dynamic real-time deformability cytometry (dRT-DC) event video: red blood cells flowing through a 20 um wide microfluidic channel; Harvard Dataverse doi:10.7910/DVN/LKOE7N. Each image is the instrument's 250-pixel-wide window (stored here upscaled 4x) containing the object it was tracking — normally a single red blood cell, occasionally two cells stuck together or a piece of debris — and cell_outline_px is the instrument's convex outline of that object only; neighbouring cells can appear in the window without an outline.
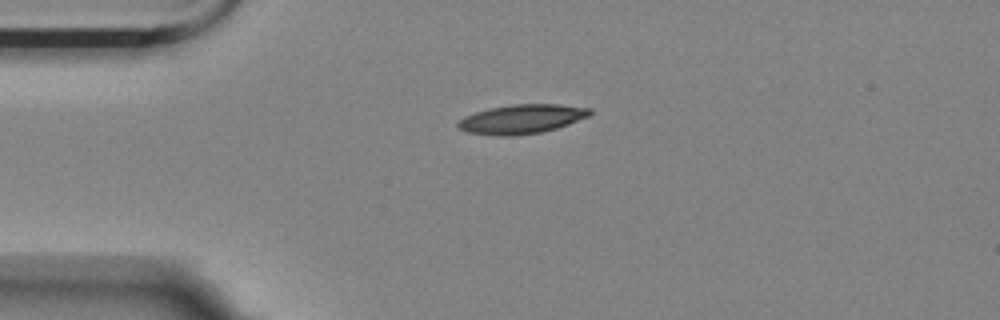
{"species": "Egyptian fruit bat (a non-hibernating species)", "species_latin": "Rousettus aegyptiacus", "temperature_condition": "room temperature", "stored_images_in_passage": 44, "camera_frame_rate_fps": 3000, "um_per_image_px": 0.085, "animal": {"sex": "female"}, "frame": {"image": 1, "passage_image": 1, "time_ms": 0.0, "image_size_px": [1000, 320], "cell_outline_px": [[592, 112], [588, 116], [568, 124], [556, 128], [540, 132], [516, 136], [496, 136], [468, 132], [460, 128], [456, 124], [464, 116], [488, 108], [512, 104], [560, 104], [592, 108]], "centroid_in_image_um": [44.35, 10.11], "position_along_channel_um": 40.7, "area_um2": 22.43}}
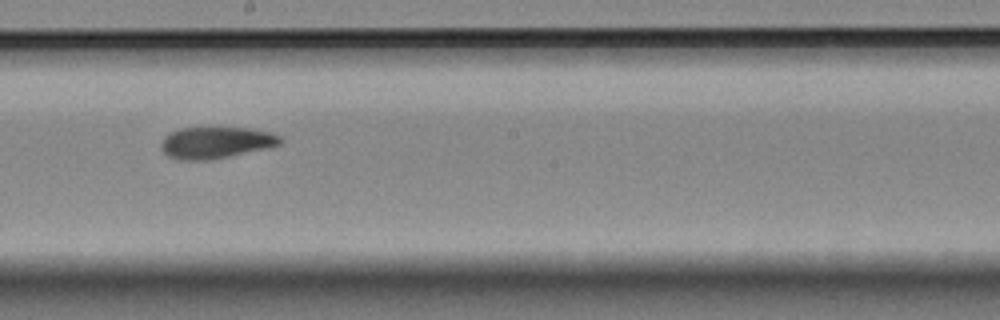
{"frame": {"image": 2, "passage_image": 19, "time_ms": 6.0, "image_size_px": [1000, 320], "cell_outline_px": [[284, 140], [280, 144], [264, 148], [228, 156], [208, 160], [180, 160], [168, 156], [160, 148], [160, 144], [164, 136], [168, 132], [180, 128], [248, 128], [268, 132], [280, 136]], "centroid_in_image_um": [18.28, 12.11], "position_along_channel_um": 229.9, "area_um2": 21.73}}
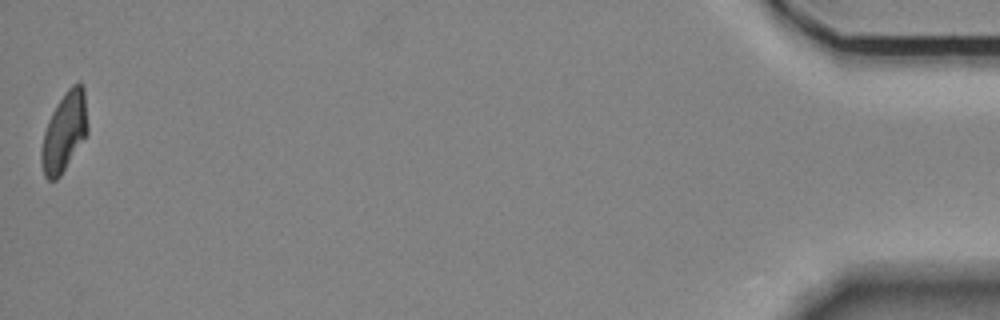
{"frame": {"image": 3, "passage_image": 44, "time_ms": 14.333, "image_size_px": [1000, 320], "cell_outline_px": [[88, 132], [60, 176], [56, 180], [48, 180], [44, 176], [40, 164], [40, 152], [44, 132], [48, 120], [56, 104], [64, 92], [72, 84], [80, 80], [84, 84], [88, 124]], "centroid_in_image_um": [5.46, 11.17], "position_along_channel_um": 429.7, "area_um2": 21.68}, "authors_computed_cell_mechanics": {"area_um2": 22.1952, "velocity_mm_per_s": 3.5327, "shape_relaxation_time_tau1_ms": 6.6854, "shape_relaxation_time_tau2_ms": 2.5696, "deformation_change_tau1": 0.1741, "deformation_change_tau2": 0.075}}